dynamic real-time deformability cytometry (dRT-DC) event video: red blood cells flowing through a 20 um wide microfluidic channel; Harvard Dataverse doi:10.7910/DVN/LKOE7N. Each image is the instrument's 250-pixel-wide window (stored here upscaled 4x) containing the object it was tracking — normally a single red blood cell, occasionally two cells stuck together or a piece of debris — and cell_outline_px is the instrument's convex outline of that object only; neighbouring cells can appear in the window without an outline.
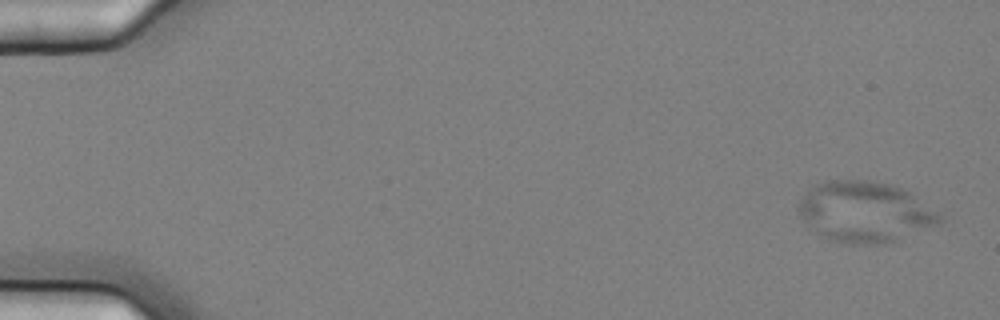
{"species": "common noctule bat (a hibernating species)", "species_latin": "Nyctalus noctula", "temperature_condition": "cold", "stored_images_in_passage": 7, "camera_frame_rate_fps": 3000, "um_per_image_px": 0.085, "animal": {"sex": "female", "body_mass_g": 25.1}, "frame": {"image": 1, "passage_image": 1, "time_ms": 0.0, "image_size_px": [1000, 320], "cell_outline_px": [[944, 220], [940, 224], [892, 240], [876, 244], [860, 244], [832, 240], [816, 232], [800, 216], [796, 208], [800, 196], [808, 188], [816, 184], [828, 180], [868, 180], [892, 184], [908, 192], [940, 212]], "centroid_in_image_um": [73.49, 17.97], "position_along_channel_um": 11.5, "area_um2": 49.59}}